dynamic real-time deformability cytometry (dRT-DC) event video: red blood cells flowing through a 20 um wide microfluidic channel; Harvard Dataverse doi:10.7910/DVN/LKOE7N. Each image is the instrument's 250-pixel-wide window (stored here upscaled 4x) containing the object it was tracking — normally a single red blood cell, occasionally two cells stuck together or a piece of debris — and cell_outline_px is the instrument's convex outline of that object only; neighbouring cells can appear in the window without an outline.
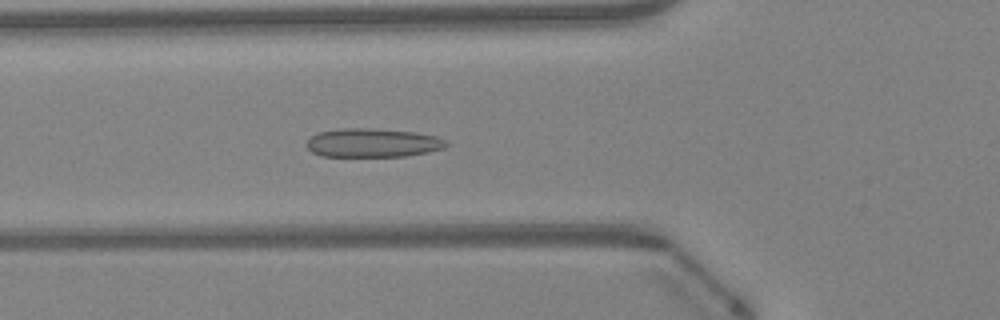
{"species": "Egyptian fruit bat (a non-hibernating species)", "species_latin": "Rousettus aegyptiacus", "temperature_condition": "warm", "stored_images_in_passage": 47, "camera_frame_rate_fps": 3000, "um_per_image_px": 0.085, "animal": {"sex": "female"}, "frame": {"image": 1, "passage_image": 17, "time_ms": 5.333, "image_size_px": [1000, 320], "cell_outline_px": [[448, 144], [444, 148], [428, 152], [404, 156], [320, 156], [312, 152], [304, 144], [316, 132], [340, 128], [372, 128], [416, 132], [436, 136], [448, 140]], "centroid_in_image_um": [31.67, 12.13], "position_along_channel_um": 94.1, "area_um2": 23.64}}
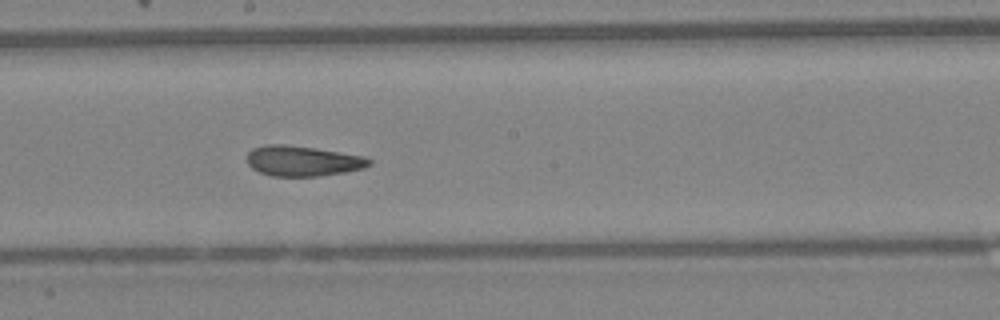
{"frame": {"image": 2, "passage_image": 26, "time_ms": 8.333, "image_size_px": [1000, 320], "cell_outline_px": [[372, 164], [364, 168], [344, 172], [316, 176], [272, 176], [260, 172], [252, 168], [248, 164], [248, 152], [252, 148], [268, 144], [284, 144], [312, 148], [364, 156], [372, 160]], "centroid_in_image_um": [25.73, 13.68], "position_along_channel_um": 222.5, "area_um2": 21.39}}
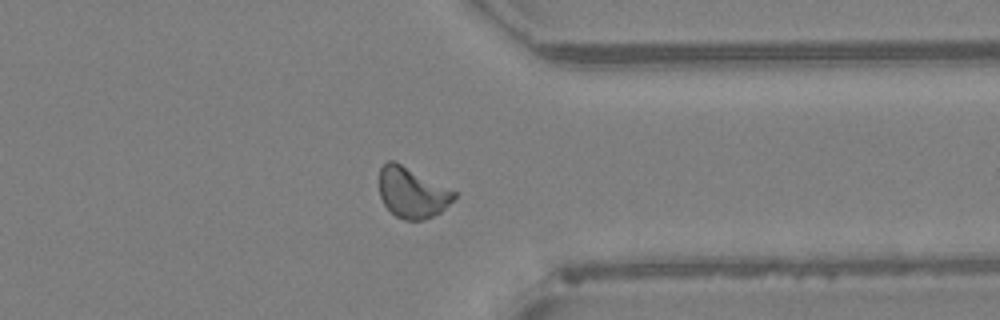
{"frame": {"image": 3, "passage_image": 37, "time_ms": 12.0, "image_size_px": [1000, 320], "cell_outline_px": [[456, 196], [440, 212], [424, 220], [404, 220], [396, 216], [384, 204], [380, 196], [380, 168], [388, 160], [392, 160], [456, 192]], "centroid_in_image_um": [35.01, 16.39], "position_along_channel_um": 376.4, "area_um2": 21.44}, "authors_computed_cell_mechanics": {"area_um2": 21.964, "velocity_mm_per_s": 4.2869, "shape_relaxation_time_tau1_ms": null, "shape_relaxation_time_tau2_ms": 2.3306, "deformation_change_tau1": null, "deformation_change_tau2": 0.0864}}